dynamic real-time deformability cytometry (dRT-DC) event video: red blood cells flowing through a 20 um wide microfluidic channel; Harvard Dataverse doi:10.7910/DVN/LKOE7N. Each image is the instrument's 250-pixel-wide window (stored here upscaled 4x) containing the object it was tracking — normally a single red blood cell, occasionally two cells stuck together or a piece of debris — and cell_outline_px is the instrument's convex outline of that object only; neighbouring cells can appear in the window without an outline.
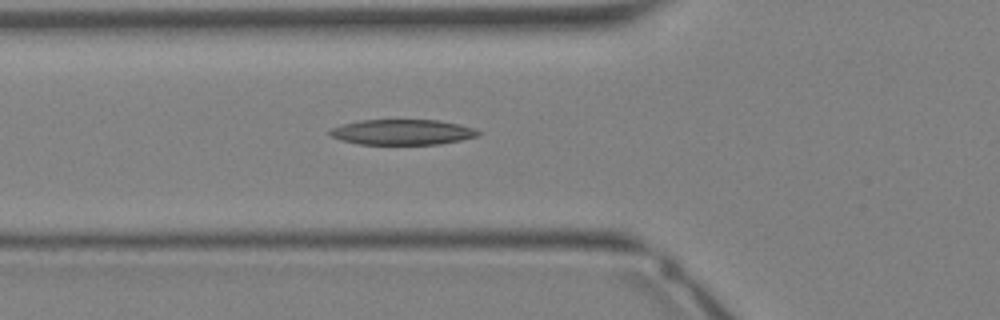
{"species": "Egyptian fruit bat (a non-hibernating species)", "species_latin": "Rousettus aegyptiacus", "temperature_condition": "warm", "stored_images_in_passage": 33, "camera_frame_rate_fps": 3000, "um_per_image_px": 0.085, "animal": {"sex": "female"}, "frame": {"image": 1, "passage_image": 11, "time_ms": 3.333, "image_size_px": [1000, 320], "cell_outline_px": [[480, 136], [440, 144], [356, 144], [340, 140], [332, 136], [328, 132], [332, 128], [344, 124], [360, 120], [440, 120], [460, 124], [476, 128], [480, 132]], "centroid_in_image_um": [34.24, 11.23], "position_along_channel_um": 91.6, "area_um2": 22.02}}
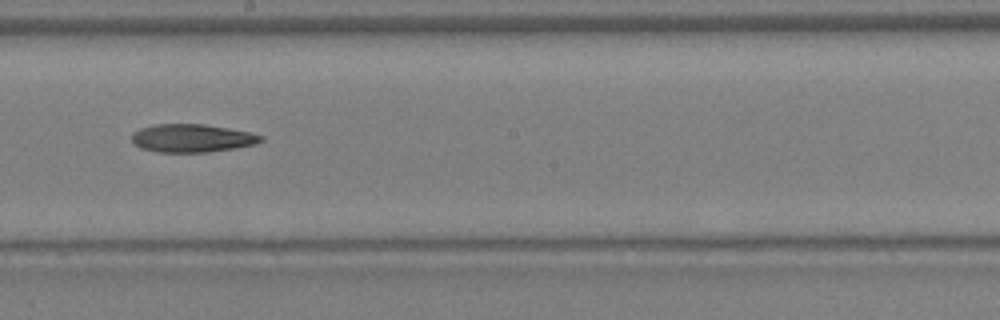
{"frame": {"image": 2, "passage_image": 18, "time_ms": 5.667, "image_size_px": [1000, 320], "cell_outline_px": [[264, 140], [256, 144], [236, 148], [208, 152], [156, 152], [140, 148], [132, 140], [132, 132], [140, 128], [156, 124], [204, 124], [228, 128], [248, 132], [264, 136]], "centroid_in_image_um": [16.32, 11.74], "position_along_channel_um": 231.9, "area_um2": 21.21}}
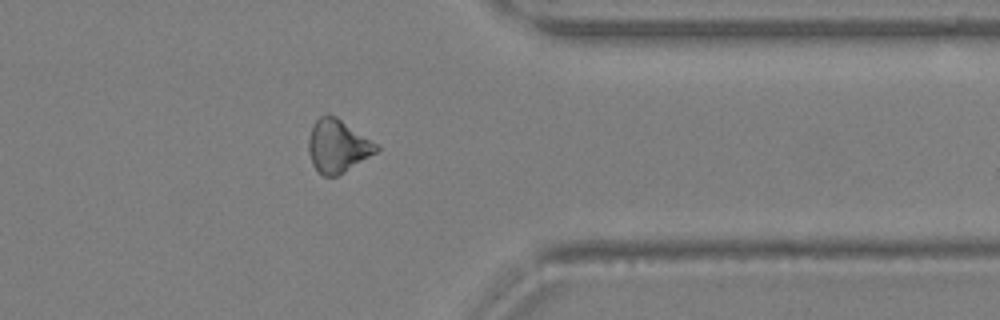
{"frame": {"image": 3, "passage_image": 26, "time_ms": 8.333, "image_size_px": [1000, 320], "cell_outline_px": [[380, 148], [376, 152], [344, 172], [336, 176], [324, 176], [312, 164], [308, 152], [308, 140], [312, 124], [320, 116], [328, 112], [336, 116], [376, 144]], "centroid_in_image_um": [28.65, 12.39], "position_along_channel_um": 382.7, "area_um2": 20.69}}